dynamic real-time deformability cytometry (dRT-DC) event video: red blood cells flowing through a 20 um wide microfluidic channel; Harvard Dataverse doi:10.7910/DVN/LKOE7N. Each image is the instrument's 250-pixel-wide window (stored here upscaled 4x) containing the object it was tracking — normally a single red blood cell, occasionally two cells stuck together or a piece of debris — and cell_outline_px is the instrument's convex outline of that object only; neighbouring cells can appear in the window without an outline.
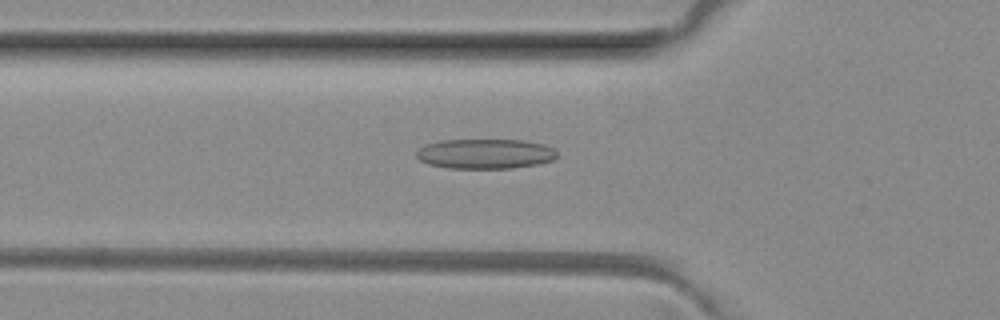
{"species": "common noctule bat (a hibernating species)", "species_latin": "Nyctalus noctula", "temperature_condition": "room temperature", "stored_images_in_passage": 32, "camera_frame_rate_fps": 3000, "um_per_image_px": 0.085, "animal": {"sex": "female", "body_mass_g": 29.2, "forearm_length_mm": 56.3}, "frame": {"image": 1, "passage_image": 5, "time_ms": 1.333, "image_size_px": [1000, 320], "cell_outline_px": [[556, 156], [552, 160], [536, 164], [512, 168], [448, 168], [428, 164], [420, 160], [416, 156], [416, 152], [424, 144], [440, 140], [524, 140], [544, 144], [552, 148], [556, 152]], "centroid_in_image_um": [41.2, 13.07], "position_along_channel_um": 84.6, "area_um2": 24.45}}
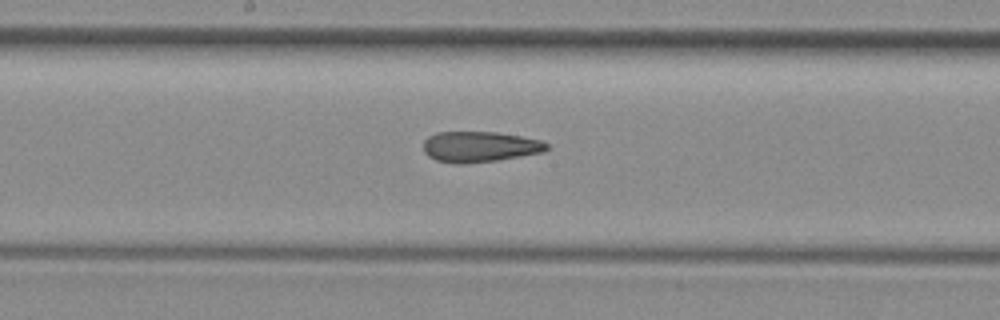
{"frame": {"image": 2, "passage_image": 14, "time_ms": 4.333, "image_size_px": [1000, 320], "cell_outline_px": [[548, 148], [544, 152], [496, 160], [468, 164], [456, 164], [436, 160], [428, 156], [424, 152], [424, 140], [428, 136], [436, 132], [496, 132], [520, 136], [540, 140], [548, 144]], "centroid_in_image_um": [40.75, 12.47], "position_along_channel_um": 207.5, "area_um2": 22.08}}
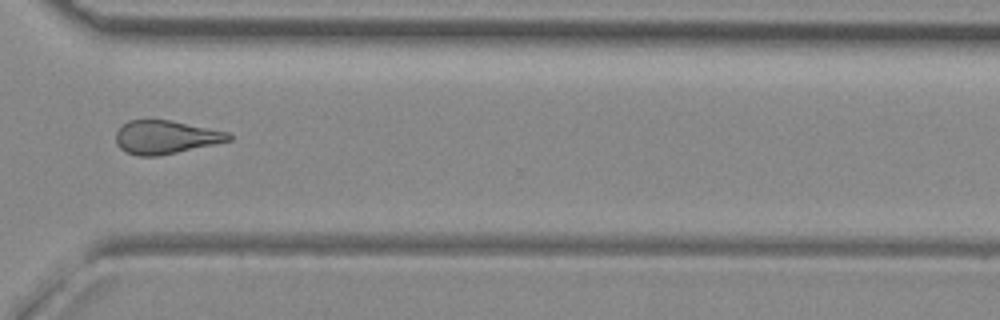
{"frame": {"image": 3, "passage_image": 25, "time_ms": 8.0, "image_size_px": [1000, 320], "cell_outline_px": [[232, 140], [160, 156], [140, 156], [128, 152], [120, 148], [116, 144], [116, 132], [128, 120], [168, 120], [228, 132], [232, 136]], "centroid_in_image_um": [14.07, 11.67], "position_along_channel_um": 356.5, "area_um2": 21.68}, "authors_computed_cell_mechanics": {"area_um2": 22.3397, "velocity_mm_per_s": 4.0763, "shape_relaxation_time_tau1_ms": null, "shape_relaxation_time_tau2_ms": 3.4251, "deformation_change_tau1": null, "deformation_change_tau2": 0.1406}}